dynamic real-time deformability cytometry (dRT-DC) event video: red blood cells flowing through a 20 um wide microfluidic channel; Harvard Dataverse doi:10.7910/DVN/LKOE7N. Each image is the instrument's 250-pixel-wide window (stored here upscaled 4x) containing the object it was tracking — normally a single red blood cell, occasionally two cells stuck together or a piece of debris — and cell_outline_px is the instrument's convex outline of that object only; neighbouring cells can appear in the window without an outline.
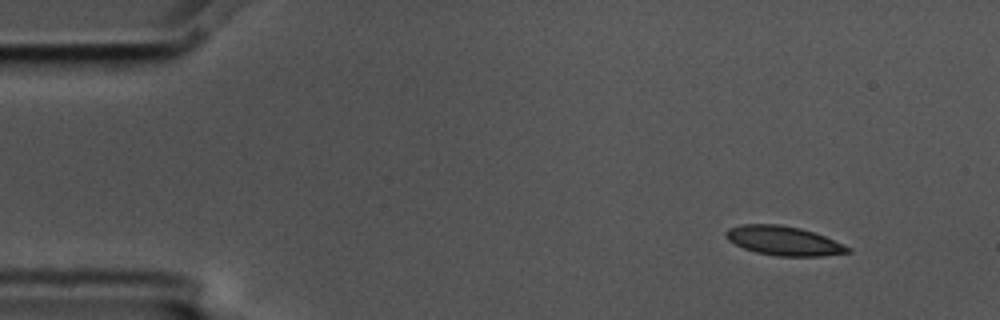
{"species": "common noctule bat (a hibernating species)", "species_latin": "Nyctalus noctula", "temperature_condition": "cold", "stored_images_in_passage": 4, "camera_frame_rate_fps": 3000, "um_per_image_px": 0.085, "animal": {"sex": "male", "body_mass_g": 17.5, "forearm_length_mm": 52.3}, "frame": {"image": 1, "passage_image": 1, "time_ms": 0.0, "image_size_px": [1000, 320], "cell_outline_px": [[852, 252], [824, 256], [776, 256], [756, 252], [744, 248], [728, 240], [724, 236], [724, 232], [728, 228], [740, 224], [776, 224], [800, 228], [824, 236], [852, 248]], "centroid_in_image_um": [66.6, 20.47], "position_along_channel_um": 18.4, "area_um2": 20.75}}
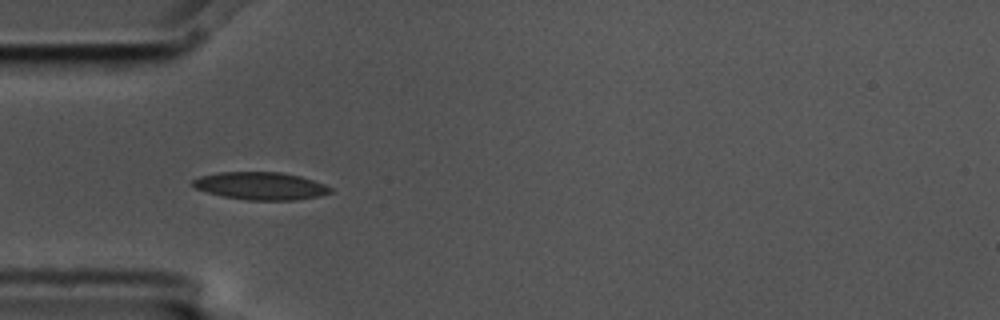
{"frame": {"image": 2, "passage_image": 4, "time_ms": 1.0, "image_size_px": [1000, 320], "cell_outline_px": [[332, 192], [320, 196], [296, 200], [248, 200], [224, 196], [208, 192], [196, 188], [192, 184], [192, 180], [200, 176], [220, 172], [280, 172], [300, 176], [324, 184], [332, 188]], "centroid_in_image_um": [22.18, 15.8], "position_along_channel_um": 62.8, "area_um2": 22.02}}